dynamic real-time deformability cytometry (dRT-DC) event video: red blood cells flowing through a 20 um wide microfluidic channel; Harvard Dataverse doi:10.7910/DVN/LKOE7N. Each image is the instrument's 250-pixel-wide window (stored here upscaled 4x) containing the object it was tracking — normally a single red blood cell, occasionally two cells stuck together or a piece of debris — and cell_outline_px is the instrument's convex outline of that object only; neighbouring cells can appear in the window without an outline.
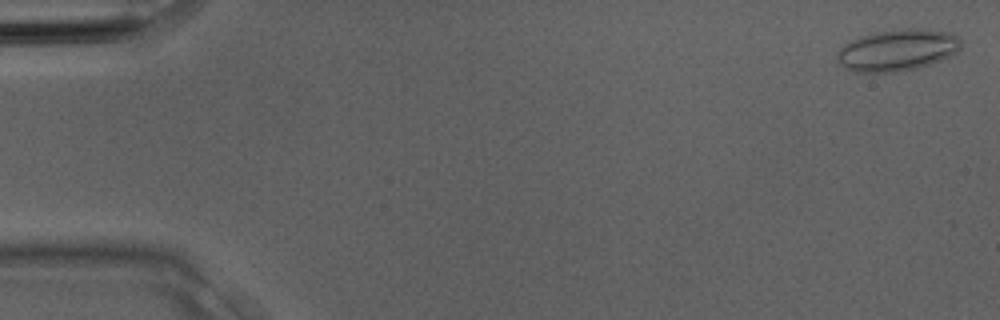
{"species": "Egyptian fruit bat (a non-hibernating species)", "species_latin": "Rousettus aegyptiacus", "temperature_condition": "room temperature", "stored_images_in_passage": 3, "camera_frame_rate_fps": 3000, "um_per_image_px": 0.085, "animal": {"sex": "male"}, "frame": {"image": 1, "passage_image": 1, "time_ms": 0.0, "image_size_px": [1000, 320], "cell_outline_px": [[960, 48], [956, 52], [940, 60], [916, 68], [896, 72], [856, 72], [844, 68], [836, 60], [836, 52], [844, 44], [860, 36], [872, 32], [908, 28], [920, 28], [952, 32], [960, 40]], "centroid_in_image_um": [76.23, 4.25], "position_along_channel_um": 8.8, "area_um2": 30.11}}